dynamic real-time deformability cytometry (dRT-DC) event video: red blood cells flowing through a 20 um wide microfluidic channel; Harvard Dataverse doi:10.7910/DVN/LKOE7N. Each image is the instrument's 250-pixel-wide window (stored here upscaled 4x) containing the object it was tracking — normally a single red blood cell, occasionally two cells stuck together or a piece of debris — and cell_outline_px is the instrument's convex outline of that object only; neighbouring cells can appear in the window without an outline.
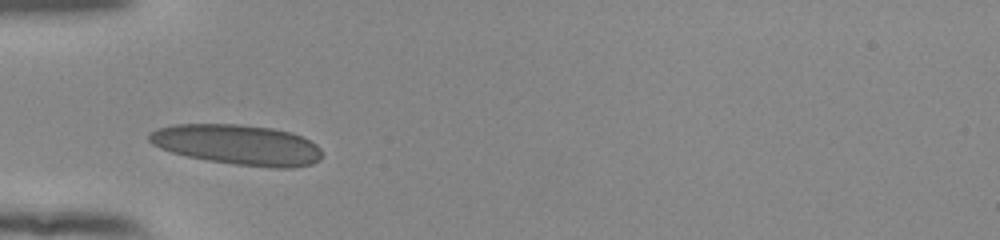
{"species": "human", "species_latin": "Homo sapiens", "temperature_condition": "room temperature", "stored_images_in_passage": 10, "camera_frame_rate_fps": 3000, "um_per_image_px": 0.085, "donor": {"sex": "female"}, "frame": {"image": 1, "passage_image": 4, "time_ms": 1.0, "image_size_px": [1000, 240], "cell_outline_px": [[320, 160], [312, 164], [292, 168], [272, 168], [236, 164], [208, 160], [188, 156], [172, 152], [160, 148], [152, 144], [148, 140], [148, 132], [156, 128], [176, 124], [240, 124], [272, 128], [292, 132], [316, 144], [320, 148]], "centroid_in_image_um": [20.18, 12.29], "position_along_channel_um": 64.8, "area_um2": 40.63}}
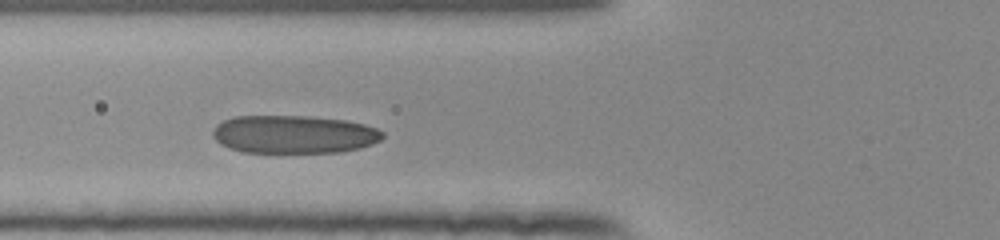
{"frame": {"image": 2, "passage_image": 7, "time_ms": 2.0, "image_size_px": [1000, 240], "cell_outline_px": [[384, 136], [380, 140], [372, 144], [360, 148], [340, 152], [244, 152], [220, 144], [212, 136], [212, 128], [216, 124], [224, 120], [236, 116], [308, 116], [348, 120], [364, 124], [376, 128], [384, 132]], "centroid_in_image_um": [24.99, 11.41], "position_along_channel_um": 100.8, "area_um2": 37.8}}